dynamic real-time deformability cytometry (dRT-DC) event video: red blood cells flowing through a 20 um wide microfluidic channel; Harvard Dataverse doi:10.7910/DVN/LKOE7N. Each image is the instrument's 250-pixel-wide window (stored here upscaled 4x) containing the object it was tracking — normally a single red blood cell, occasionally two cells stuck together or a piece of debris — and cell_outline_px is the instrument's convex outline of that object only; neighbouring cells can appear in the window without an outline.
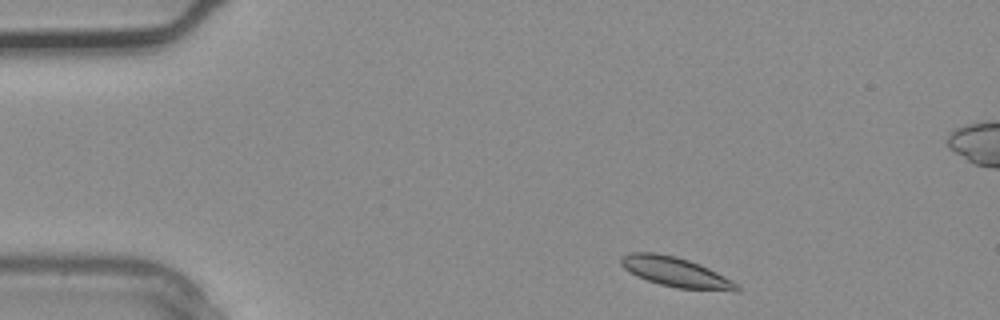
{"species": "common noctule bat (a hibernating species)", "species_latin": "Nyctalus noctula", "temperature_condition": "warm", "stored_images_in_passage": 3, "camera_frame_rate_fps": 3000, "um_per_image_px": 0.085, "animal": {"sex": "male", "body_mass_g": 20.4}, "frame": {"image": 1, "passage_image": 1, "time_ms": 0.0, "image_size_px": [1000, 320], "cell_outline_px": [[740, 292], [736, 292], [676, 288], [660, 284], [636, 276], [628, 272], [620, 264], [620, 256], [628, 252], [656, 252], [676, 256], [700, 264], [740, 284]], "centroid_in_image_um": [57.45, 23.13], "position_along_channel_um": 27.6, "area_um2": 20.46}}